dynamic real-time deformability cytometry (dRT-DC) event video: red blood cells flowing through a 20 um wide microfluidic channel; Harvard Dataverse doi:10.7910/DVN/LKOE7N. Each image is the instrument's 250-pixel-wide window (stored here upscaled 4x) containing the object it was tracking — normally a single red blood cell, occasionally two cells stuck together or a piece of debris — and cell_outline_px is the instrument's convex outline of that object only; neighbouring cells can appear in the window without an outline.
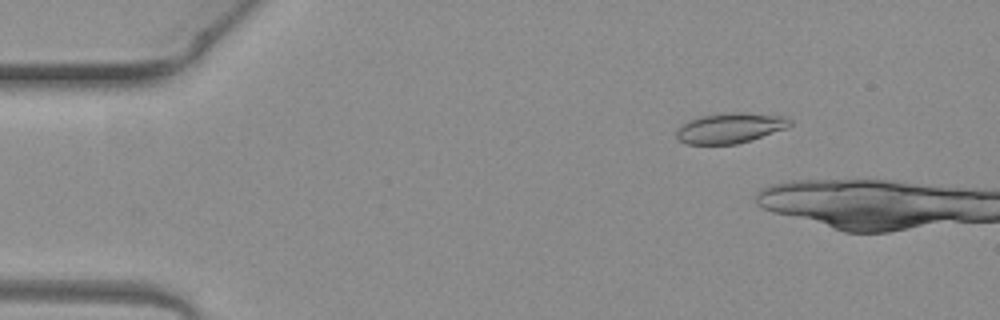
{"species": "common noctule bat (a hibernating species)", "species_latin": "Nyctalus noctula", "temperature_condition": "warm", "stored_images_in_passage": 3, "camera_frame_rate_fps": 3000, "um_per_image_px": 0.085, "animal": {"sex": "female", "body_mass_g": 19.3, "forearm_length_mm": 54.1}, "frame": {"image": 1, "passage_image": 2, "time_ms": 0.333, "image_size_px": [1000, 320], "cell_outline_px": [[792, 124], [784, 128], [752, 140], [736, 144], [688, 144], [680, 140], [676, 136], [676, 132], [680, 124], [688, 120], [700, 116], [732, 112], [740, 112], [788, 116], [792, 120]], "centroid_in_image_um": [62.06, 10.87], "position_along_channel_um": 22.9, "area_um2": 20.06}}